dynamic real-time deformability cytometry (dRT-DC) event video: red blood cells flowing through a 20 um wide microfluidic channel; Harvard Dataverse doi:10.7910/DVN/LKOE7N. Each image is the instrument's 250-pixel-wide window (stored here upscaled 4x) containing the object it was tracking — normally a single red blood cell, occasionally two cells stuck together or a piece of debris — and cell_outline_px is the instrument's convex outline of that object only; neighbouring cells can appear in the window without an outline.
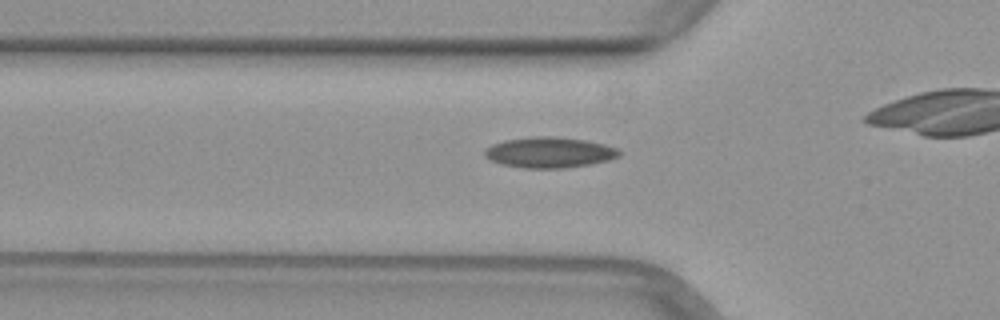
{"species": "common noctule bat (a hibernating species)", "species_latin": "Nyctalus noctula", "temperature_condition": "warm", "stored_images_in_passage": 32, "camera_frame_rate_fps": 3000, "um_per_image_px": 0.085, "animal": {"sex": "female", "body_mass_g": 29.2, "forearm_length_mm": 56.3}, "frame": {"image": 1, "passage_image": 9, "time_ms": 2.667, "image_size_px": [1000, 320], "cell_outline_px": [[620, 156], [608, 160], [592, 164], [564, 168], [524, 168], [500, 164], [484, 156], [484, 152], [492, 144], [504, 140], [532, 136], [556, 136], [588, 140], [604, 144], [616, 148], [620, 152]], "centroid_in_image_um": [46.71, 12.95], "position_along_channel_um": 79.1, "area_um2": 24.16}}
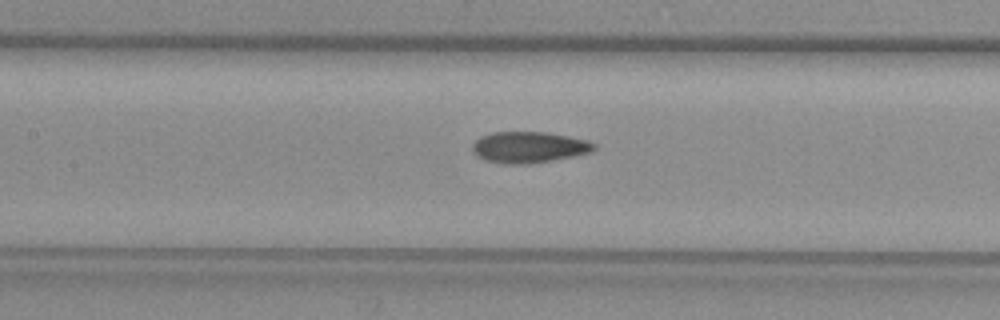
{"frame": {"image": 2, "passage_image": 15, "time_ms": 4.667, "image_size_px": [1000, 320], "cell_outline_px": [[596, 148], [592, 152], [552, 160], [528, 164], [504, 164], [488, 160], [472, 152], [472, 144], [480, 136], [492, 132], [548, 132], [588, 140], [596, 144]], "centroid_in_image_um": [44.98, 12.5], "position_along_channel_um": 162.4, "area_um2": 22.08}}
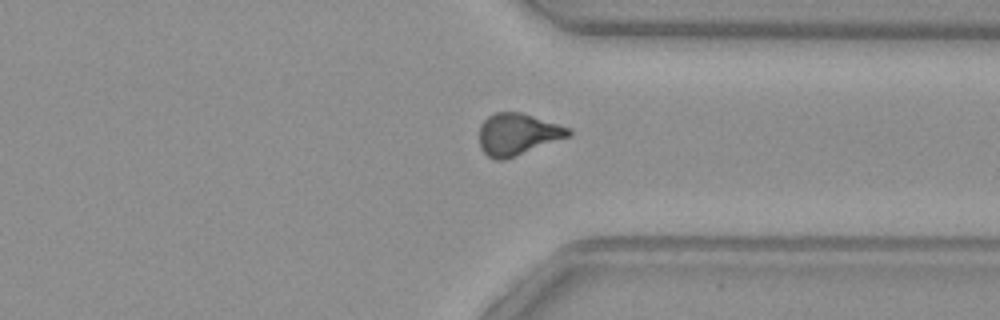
{"frame": {"image": 3, "passage_image": 30, "time_ms": 9.667, "image_size_px": [1000, 320], "cell_outline_px": [[572, 136], [504, 160], [496, 160], [488, 156], [480, 148], [480, 124], [492, 112], [520, 112], [572, 128]], "centroid_in_image_um": [44.02, 11.41], "position_along_channel_um": 367.4, "area_um2": 21.91}}